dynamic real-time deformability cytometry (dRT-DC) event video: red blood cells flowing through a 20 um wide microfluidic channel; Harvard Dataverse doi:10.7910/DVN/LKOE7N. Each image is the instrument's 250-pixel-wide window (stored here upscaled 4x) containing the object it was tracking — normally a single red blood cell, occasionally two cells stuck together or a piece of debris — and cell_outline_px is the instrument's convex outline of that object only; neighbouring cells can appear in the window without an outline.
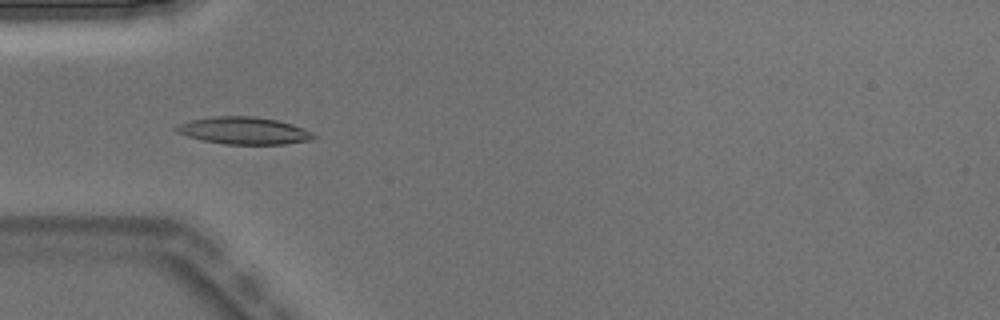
{"species": "Egyptian fruit bat (a non-hibernating species)", "species_latin": "Rousettus aegyptiacus", "temperature_condition": "warm", "stored_images_in_passage": 8, "camera_frame_rate_fps": 3000, "um_per_image_px": 0.085, "animal": {"sex": "male"}, "frame": {"image": 1, "passage_image": 5, "time_ms": 1.333, "image_size_px": [1000, 320], "cell_outline_px": [[316, 136], [312, 140], [284, 144], [224, 144], [204, 140], [188, 136], [176, 132], [172, 128], [180, 124], [192, 120], [216, 116], [256, 116], [276, 120], [292, 124], [304, 128], [312, 132]], "centroid_in_image_um": [20.76, 11.1], "position_along_channel_um": 64.2, "area_um2": 21.68}}
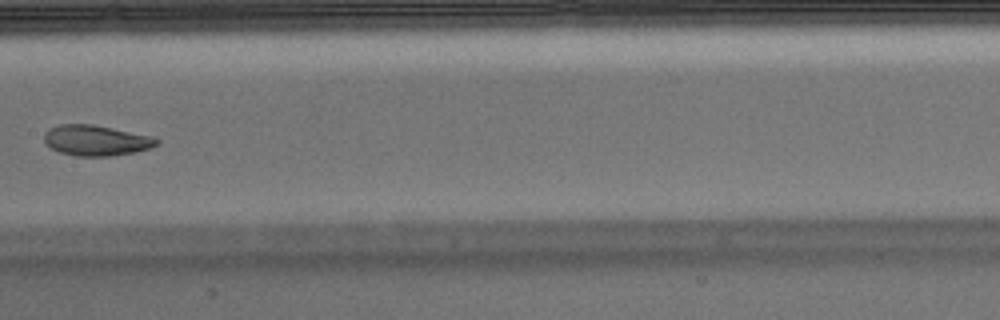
{"frame": {"image": 2, "passage_image": 8, "time_ms": 2.333, "image_size_px": [1000, 320], "cell_outline_px": [[160, 144], [152, 148], [136, 152], [112, 156], [76, 156], [60, 152], [44, 144], [44, 132], [48, 128], [60, 124], [92, 124], [152, 136], [160, 140]], "centroid_in_image_um": [8.18, 11.94], "position_along_channel_um": 199.2, "area_um2": 20.29}}